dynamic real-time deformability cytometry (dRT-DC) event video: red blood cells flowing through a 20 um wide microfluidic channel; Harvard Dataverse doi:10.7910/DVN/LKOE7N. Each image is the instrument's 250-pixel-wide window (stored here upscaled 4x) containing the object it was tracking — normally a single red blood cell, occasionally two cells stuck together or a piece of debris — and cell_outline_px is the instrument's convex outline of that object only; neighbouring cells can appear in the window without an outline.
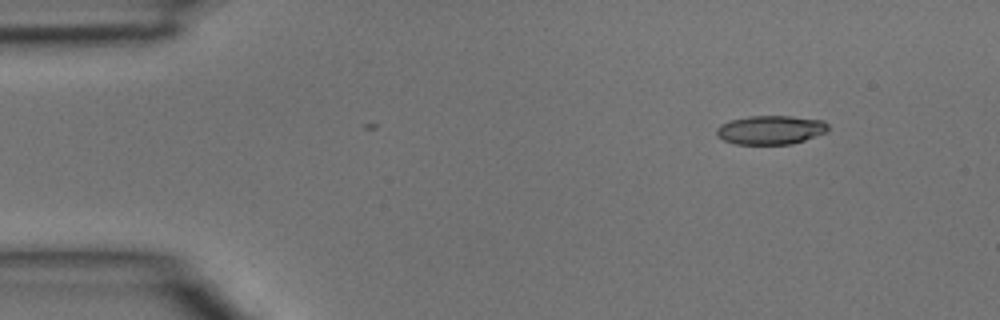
{"species": "common noctule bat (a hibernating species)", "species_latin": "Nyctalus noctula", "temperature_condition": "room temperature", "stored_images_in_passage": 4, "segment_of_instrument_passage": [1, 2], "camera_frame_rate_fps": 3000, "um_per_image_px": 0.085, "animal": {"sex": "male", "body_mass_g": 15.6}, "frame": {"image": 1, "passage_image": 1, "time_ms": 0.0, "image_size_px": [1000, 320], "cell_outline_px": [[828, 132], [792, 144], [736, 144], [724, 140], [716, 136], [716, 128], [720, 124], [732, 120], [748, 116], [792, 116], [824, 120], [828, 124]], "centroid_in_image_um": [65.51, 11.04], "position_along_channel_um": 19.5, "area_um2": 18.9}}
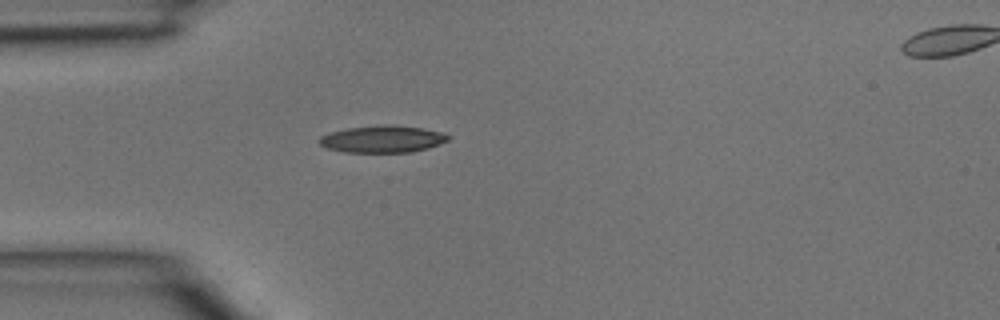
{"frame": {"image": 2, "passage_image": 3, "time_ms": 0.667, "image_size_px": [1000, 320], "cell_outline_px": [[452, 136], [448, 140], [428, 148], [412, 152], [344, 152], [328, 148], [320, 144], [316, 140], [320, 136], [328, 132], [348, 128], [376, 124], [396, 124], [424, 128], [444, 132]], "centroid_in_image_um": [32.52, 11.8], "position_along_channel_um": 52.5, "area_um2": 20.75}}